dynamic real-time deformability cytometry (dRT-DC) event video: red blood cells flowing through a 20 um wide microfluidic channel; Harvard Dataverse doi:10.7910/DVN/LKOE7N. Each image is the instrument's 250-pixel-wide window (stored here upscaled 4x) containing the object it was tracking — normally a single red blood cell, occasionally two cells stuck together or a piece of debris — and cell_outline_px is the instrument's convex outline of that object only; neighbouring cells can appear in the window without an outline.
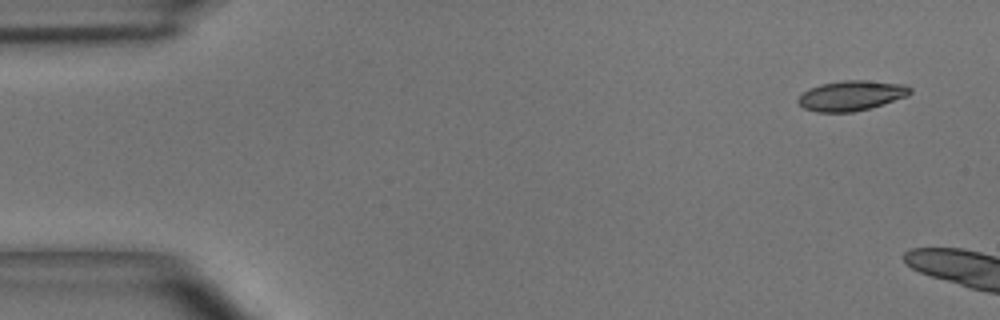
{"species": "common noctule bat (a hibernating species)", "species_latin": "Nyctalus noctula", "temperature_condition": "room temperature", "stored_images_in_passage": 10, "camera_frame_rate_fps": 3000, "um_per_image_px": 0.085, "animal": {"sex": "male", "body_mass_g": 15.6}, "frame": {"image": 1, "passage_image": 1, "time_ms": 0.0, "image_size_px": [1000, 320], "cell_outline_px": [[912, 92], [908, 96], [868, 108], [852, 112], [816, 112], [804, 108], [796, 100], [808, 88], [820, 84], [844, 80], [864, 80], [904, 84], [912, 88]], "centroid_in_image_um": [72.36, 8.12], "position_along_channel_um": 12.6, "area_um2": 19.54}}